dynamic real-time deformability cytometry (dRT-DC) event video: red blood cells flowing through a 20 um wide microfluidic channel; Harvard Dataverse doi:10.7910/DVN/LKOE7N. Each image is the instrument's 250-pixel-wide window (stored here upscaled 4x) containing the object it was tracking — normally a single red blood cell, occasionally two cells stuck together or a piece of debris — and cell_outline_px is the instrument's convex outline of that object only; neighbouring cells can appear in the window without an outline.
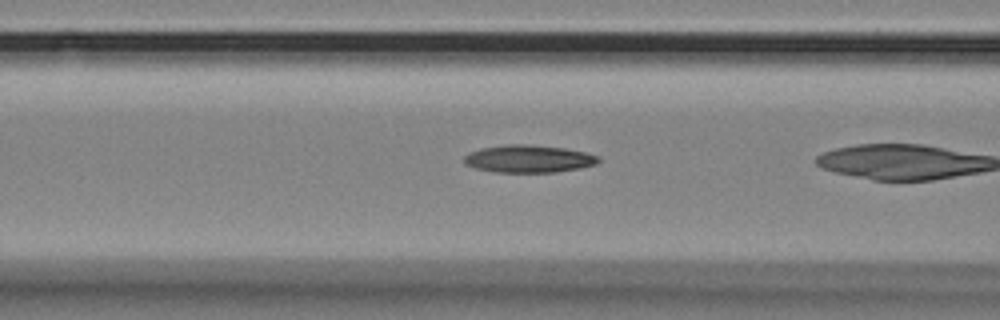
{"species": "Egyptian fruit bat (a non-hibernating species)", "species_latin": "Rousettus aegyptiacus", "temperature_condition": "room temperature", "stored_images_in_passage": 5, "camera_frame_rate_fps": 3000, "um_per_image_px": 0.085, "animal": {"sex": "female"}, "frame": {"image": 1, "passage_image": 4, "time_ms": 1.0, "image_size_px": [1000, 320], "cell_outline_px": [[600, 160], [596, 164], [580, 168], [556, 172], [492, 172], [476, 168], [464, 164], [464, 156], [468, 152], [480, 148], [508, 144], [528, 144], [564, 148], [584, 152], [600, 156]], "centroid_in_image_um": [44.91, 13.5], "position_along_channel_um": 121.7, "area_um2": 21.68}}